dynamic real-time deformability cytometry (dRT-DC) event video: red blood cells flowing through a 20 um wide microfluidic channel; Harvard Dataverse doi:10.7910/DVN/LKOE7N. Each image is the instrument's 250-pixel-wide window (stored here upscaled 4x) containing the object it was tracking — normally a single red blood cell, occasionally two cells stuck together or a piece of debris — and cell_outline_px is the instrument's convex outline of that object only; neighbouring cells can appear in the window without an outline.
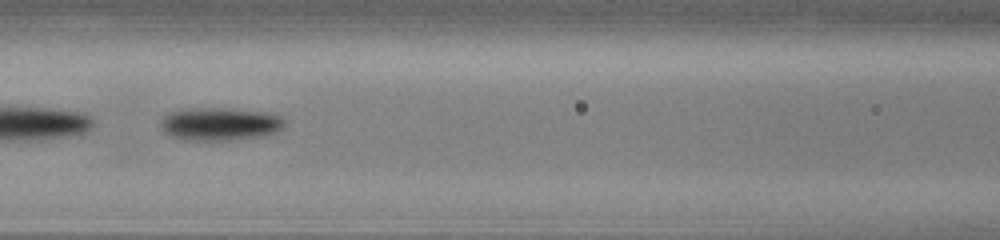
{"species": "common noctule bat (a hibernating species)", "species_latin": "Nyctalus noctula", "temperature_condition": "cold", "stored_images_in_passage": 54, "camera_frame_rate_fps": 3000, "um_per_image_px": 0.085, "animal": {"sex": "male", "body_mass_g": 13.0, "forearm_length_mm": 53.1}, "frame": {"image": 1, "passage_image": 24, "time_ms": 7.667, "image_size_px": [1000, 240], "cell_outline_px": [[284, 124], [276, 132], [264, 136], [228, 140], [184, 140], [172, 136], [164, 132], [160, 128], [160, 120], [164, 116], [172, 112], [184, 108], [216, 108], [264, 112], [276, 116], [284, 120]], "centroid_in_image_um": [18.62, 10.55], "position_along_channel_um": 148.0, "area_um2": 23.52}}
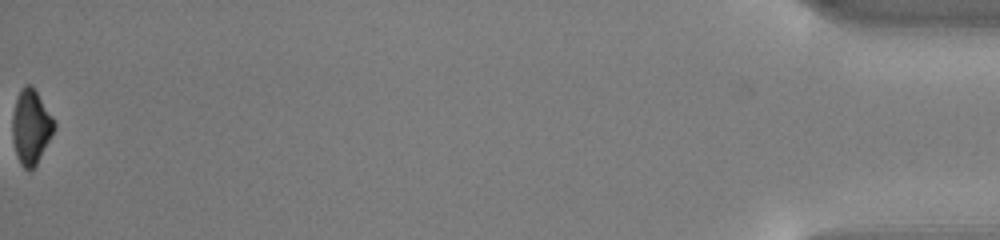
{"frame": {"image": 2, "passage_image": 54, "time_ms": 17.667, "image_size_px": [1000, 240], "cell_outline_px": [[56, 128], [36, 164], [32, 168], [24, 168], [20, 164], [16, 156], [12, 140], [12, 116], [16, 100], [20, 88], [24, 84], [28, 84], [36, 92], [56, 124]], "centroid_in_image_um": [2.6, 10.8], "position_along_channel_um": 432.6, "area_um2": 17.86}, "authors_computed_cell_mechanics": {"area_um2": 22.7443, "velocity_mm_per_s": 3.848, "shape_relaxation_time_tau1_ms": 2.8272, "shape_relaxation_time_tau2_ms": null, "deformation_change_tau1": 0.1188, "deformation_change_tau2": null}}